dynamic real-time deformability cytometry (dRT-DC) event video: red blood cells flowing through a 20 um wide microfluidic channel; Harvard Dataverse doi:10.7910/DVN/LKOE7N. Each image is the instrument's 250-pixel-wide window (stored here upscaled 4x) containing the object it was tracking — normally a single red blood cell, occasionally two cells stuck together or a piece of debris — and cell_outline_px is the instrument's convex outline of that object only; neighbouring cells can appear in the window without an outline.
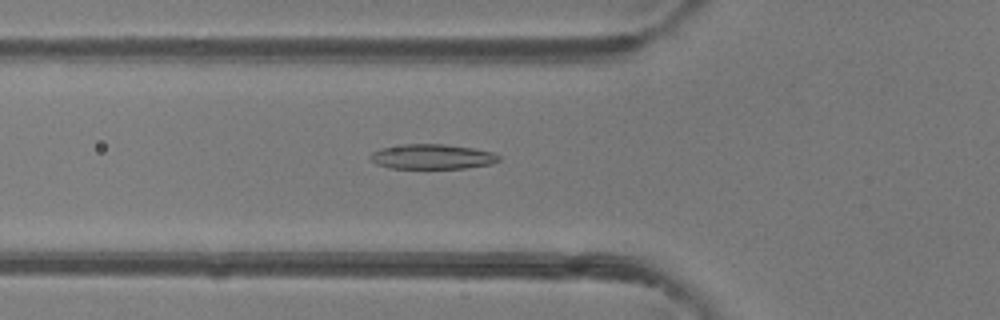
{"species": "common noctule bat (a hibernating species)", "species_latin": "Nyctalus noctula", "temperature_condition": "room temperature", "stored_images_in_passage": 50, "camera_frame_rate_fps": 3000, "um_per_image_px": 0.085, "animal": {"sex": "female"}, "frame": {"image": 1, "passage_image": 18, "time_ms": 5.667, "image_size_px": [1000, 320], "cell_outline_px": [[500, 160], [492, 164], [464, 168], [388, 168], [376, 164], [368, 156], [372, 152], [380, 148], [404, 144], [444, 144], [472, 148], [492, 152], [500, 156]], "centroid_in_image_um": [36.72, 13.31], "position_along_channel_um": 89.1, "area_um2": 18.67}}
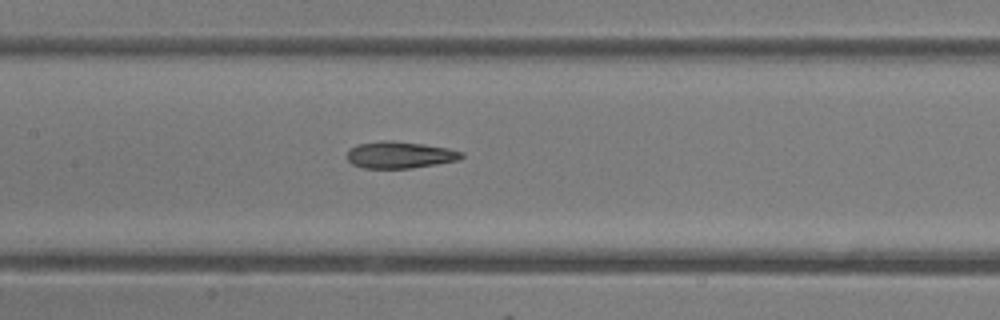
{"frame": {"image": 2, "passage_image": 24, "time_ms": 7.667, "image_size_px": [1000, 320], "cell_outline_px": [[464, 156], [460, 160], [412, 168], [364, 168], [352, 164], [348, 160], [348, 148], [356, 144], [380, 140], [392, 140], [424, 144], [448, 148], [464, 152]], "centroid_in_image_um": [33.99, 13.15], "position_along_channel_um": 173.4, "area_um2": 18.09}}
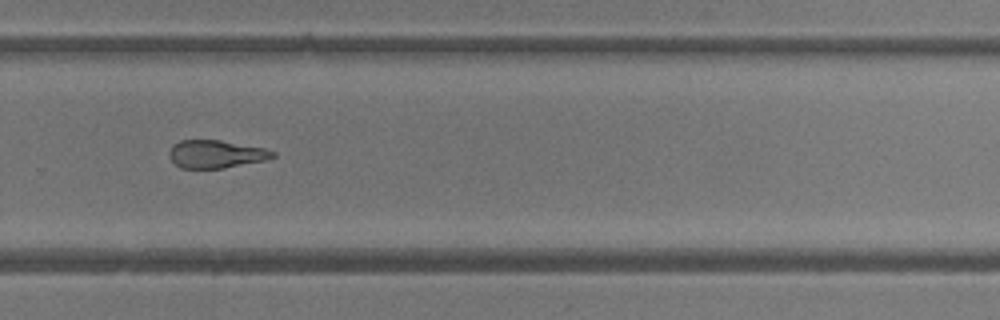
{"frame": {"image": 3, "passage_image": 34, "time_ms": 11.0, "image_size_px": [1000, 320], "cell_outline_px": [[276, 156], [268, 160], [224, 168], [180, 168], [168, 156], [168, 152], [172, 144], [180, 140], [220, 140], [264, 148], [276, 152]], "centroid_in_image_um": [18.36, 13.1], "position_along_channel_um": 311.4, "area_um2": 16.99}, "authors_computed_cell_mechanics": {"area_um2": 19.2474, "velocity_mm_per_s": 4.1698, "shape_relaxation_time_tau1_ms": null, "shape_relaxation_time_tau2_ms": 4.5851, "deformation_change_tau1": null, "deformation_change_tau2": 0.1599}}